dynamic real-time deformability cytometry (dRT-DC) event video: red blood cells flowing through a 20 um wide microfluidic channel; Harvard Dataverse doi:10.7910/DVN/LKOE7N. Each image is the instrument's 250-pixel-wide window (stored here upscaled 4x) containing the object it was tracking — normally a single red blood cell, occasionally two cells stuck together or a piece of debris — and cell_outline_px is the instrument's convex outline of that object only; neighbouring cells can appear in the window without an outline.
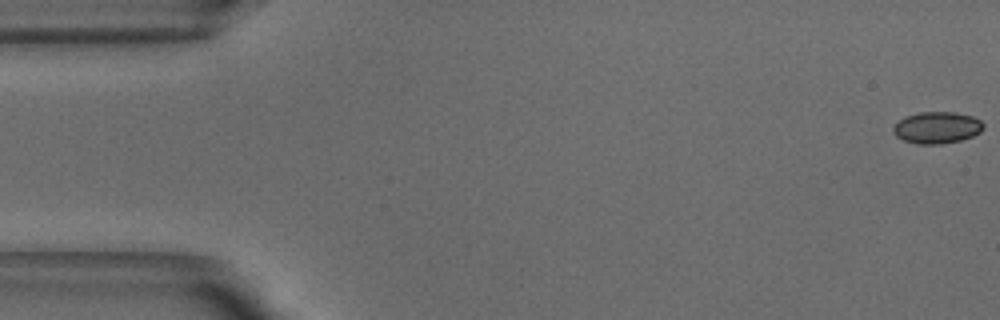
{"species": "common noctule bat (a hibernating species)", "species_latin": "Nyctalus noctula", "temperature_condition": "warm", "stored_images_in_passage": 6, "camera_frame_rate_fps": 3000, "um_per_image_px": 0.085, "animal": {"sex": "male", "body_mass_g": 18.8}, "frame": {"image": 1, "passage_image": 1, "time_ms": 0.0, "image_size_px": [1000, 320], "cell_outline_px": [[984, 128], [980, 132], [972, 136], [960, 140], [940, 144], [916, 144], [904, 140], [896, 136], [892, 132], [892, 128], [904, 116], [920, 112], [956, 112], [972, 116], [980, 120], [984, 124]], "centroid_in_image_um": [79.64, 10.84], "position_along_channel_um": 5.4, "area_um2": 16.7}}